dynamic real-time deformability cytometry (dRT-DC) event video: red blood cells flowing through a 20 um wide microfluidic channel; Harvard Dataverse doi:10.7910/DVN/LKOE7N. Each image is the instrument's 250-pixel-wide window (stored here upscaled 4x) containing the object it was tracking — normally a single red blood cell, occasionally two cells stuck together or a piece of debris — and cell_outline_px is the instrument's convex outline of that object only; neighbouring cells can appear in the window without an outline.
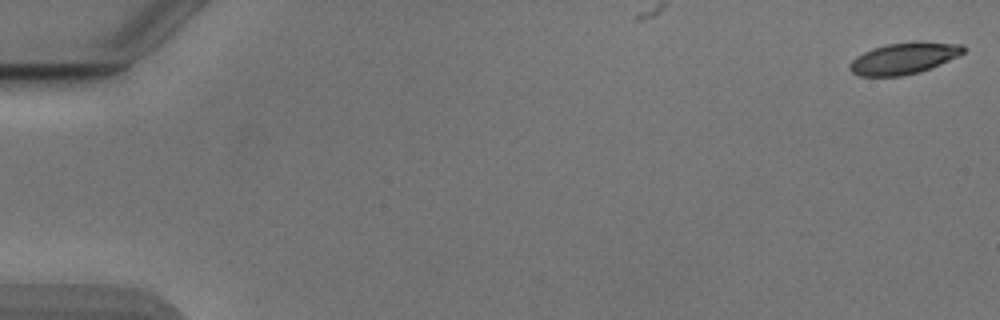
{"species": "Egyptian fruit bat (a non-hibernating species)", "species_latin": "Rousettus aegyptiacus", "temperature_condition": "cold", "stored_images_in_passage": 9, "camera_frame_rate_fps": 3000, "um_per_image_px": 0.085, "animal": {"sex": "male"}, "frame": {"image": 1, "passage_image": 1, "time_ms": 0.0, "image_size_px": [1000, 320], "cell_outline_px": [[964, 52], [940, 64], [920, 72], [900, 76], [860, 76], [852, 72], [848, 68], [848, 64], [856, 56], [872, 48], [888, 44], [964, 44]], "centroid_in_image_um": [76.72, 5.01], "position_along_channel_um": 8.3, "area_um2": 19.88}}